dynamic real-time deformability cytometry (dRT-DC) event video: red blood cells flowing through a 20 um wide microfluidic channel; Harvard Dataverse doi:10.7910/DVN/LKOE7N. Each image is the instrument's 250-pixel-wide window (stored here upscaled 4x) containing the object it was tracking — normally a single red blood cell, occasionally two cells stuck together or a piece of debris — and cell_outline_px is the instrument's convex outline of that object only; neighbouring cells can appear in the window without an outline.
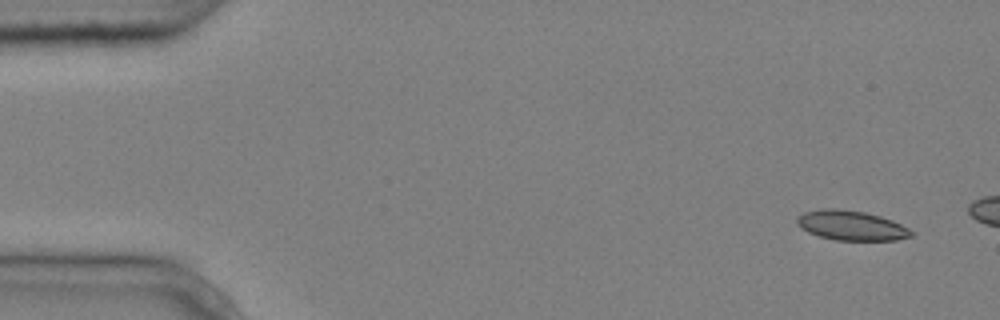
{"species": "common noctule bat (a hibernating species)", "species_latin": "Nyctalus noctula", "temperature_condition": "cold", "stored_images_in_passage": 4, "camera_frame_rate_fps": 3000, "um_per_image_px": 0.085, "animal": {"sex": "male", "body_mass_g": 20.4}, "frame": {"image": 1, "passage_image": 1, "time_ms": 0.0, "image_size_px": [1000, 320], "cell_outline_px": [[912, 236], [896, 240], [836, 240], [820, 236], [808, 232], [800, 228], [796, 224], [796, 216], [804, 212], [824, 208], [832, 208], [864, 212], [880, 216], [892, 220], [908, 228], [912, 232]], "centroid_in_image_um": [72.31, 19.16], "position_along_channel_um": 12.7, "area_um2": 19.71}}